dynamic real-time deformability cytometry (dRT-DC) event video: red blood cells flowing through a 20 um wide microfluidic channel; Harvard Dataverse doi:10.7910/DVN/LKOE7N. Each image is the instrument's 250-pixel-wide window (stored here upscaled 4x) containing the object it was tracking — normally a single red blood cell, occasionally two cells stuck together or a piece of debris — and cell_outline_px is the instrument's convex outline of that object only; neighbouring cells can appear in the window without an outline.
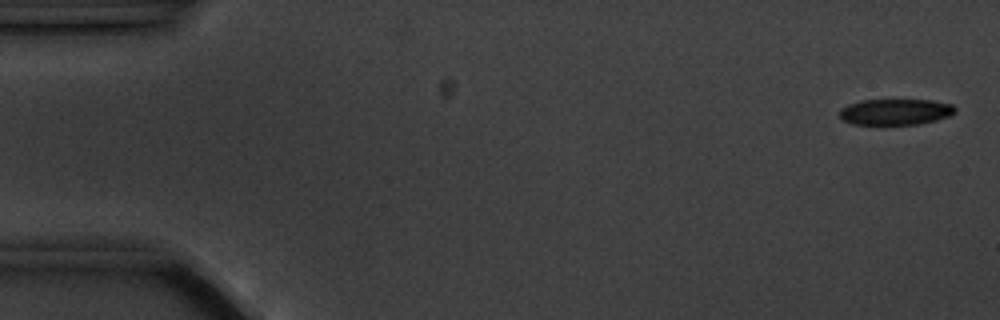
{"species": "common noctule bat (a hibernating species)", "species_latin": "Nyctalus noctula", "temperature_condition": "cold", "stored_images_in_passage": 5, "camera_frame_rate_fps": 3000, "um_per_image_px": 0.085, "animal": {"sex": "male", "body_mass_g": 20.1, "forearm_length_mm": 53.5}, "frame": {"image": 1, "passage_image": 1, "time_ms": 0.0, "image_size_px": [1000, 320], "cell_outline_px": [[956, 112], [948, 116], [936, 120], [920, 124], [852, 124], [844, 120], [840, 116], [840, 108], [848, 104], [860, 100], [932, 100], [952, 104], [956, 108]], "centroid_in_image_um": [76.12, 9.5], "position_along_channel_um": 8.9, "area_um2": 17.51}}